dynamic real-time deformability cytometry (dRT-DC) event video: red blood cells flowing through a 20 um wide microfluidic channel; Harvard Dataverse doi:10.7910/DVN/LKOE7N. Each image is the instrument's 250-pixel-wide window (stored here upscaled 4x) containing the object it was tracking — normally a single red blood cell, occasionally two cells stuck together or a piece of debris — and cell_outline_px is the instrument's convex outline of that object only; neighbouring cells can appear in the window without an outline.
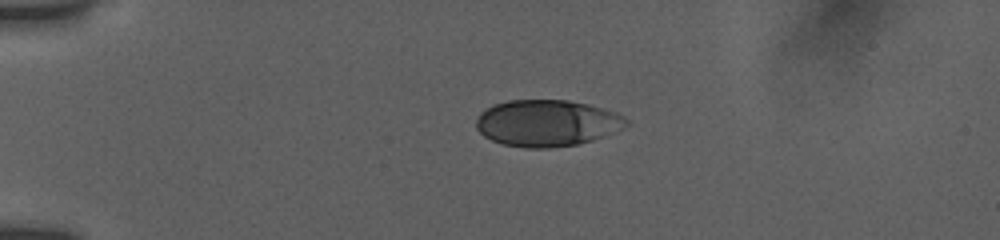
{"species": "human", "species_latin": "Homo sapiens", "temperature_condition": "room temperature", "stored_images_in_passage": 42, "camera_frame_rate_fps": 3000, "um_per_image_px": 0.085, "donor": {"sex": "female"}, "frame": {"image": 1, "passage_image": 1, "time_ms": 0.0, "image_size_px": [1000, 240], "cell_outline_px": [[628, 124], [624, 128], [604, 136], [592, 140], [576, 144], [548, 148], [524, 148], [504, 144], [492, 140], [484, 136], [476, 128], [476, 120], [480, 112], [492, 104], [508, 100], [568, 100], [588, 104], [616, 112], [624, 116], [628, 120]], "centroid_in_image_um": [46.48, 10.45], "position_along_channel_um": 38.5, "area_um2": 40.86}}
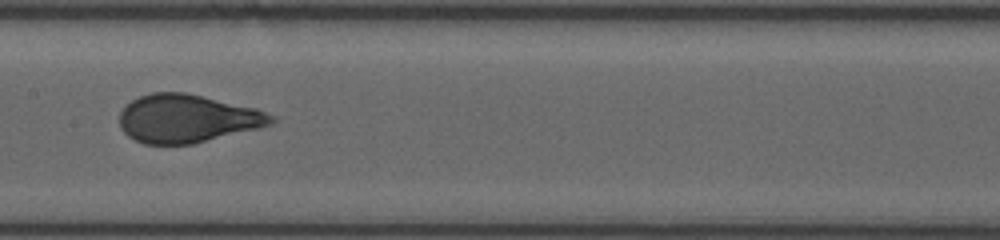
{"frame": {"image": 2, "passage_image": 17, "time_ms": 5.333, "image_size_px": [1000, 240], "cell_outline_px": [[276, 120], [268, 124], [256, 128], [192, 144], [144, 144], [128, 136], [120, 128], [120, 112], [132, 100], [140, 96], [152, 92], [184, 92], [256, 108], [276, 116]], "centroid_in_image_um": [15.88, 10.07], "position_along_channel_um": 191.5, "area_um2": 42.14}}
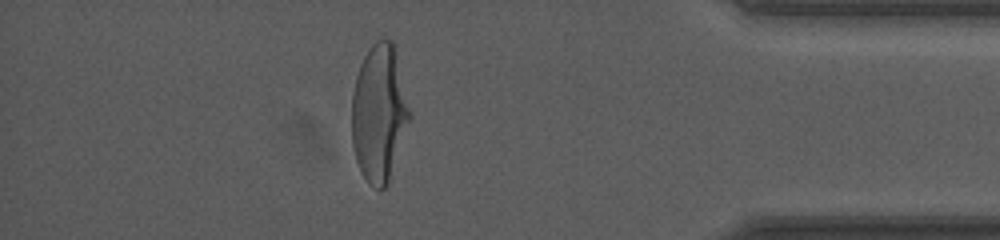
{"frame": {"image": 3, "passage_image": 36, "time_ms": 11.667, "image_size_px": [1000, 240], "cell_outline_px": [[412, 116], [388, 180], [384, 188], [380, 192], [368, 184], [360, 172], [352, 148], [352, 92], [356, 76], [360, 64], [368, 48], [376, 40], [384, 36], [392, 40], [396, 44], [412, 112]], "centroid_in_image_um": [32.25, 9.54], "position_along_channel_um": 403.0, "area_um2": 47.45}, "authors_computed_cell_mechanics": {"area_um2": 43.2344, "velocity_mm_per_s": 3.8327, "shape_relaxation_time_tau1_ms": 5.9754, "shape_relaxation_time_tau2_ms": null, "deformation_change_tau1": 0.2121, "deformation_change_tau2": null}}